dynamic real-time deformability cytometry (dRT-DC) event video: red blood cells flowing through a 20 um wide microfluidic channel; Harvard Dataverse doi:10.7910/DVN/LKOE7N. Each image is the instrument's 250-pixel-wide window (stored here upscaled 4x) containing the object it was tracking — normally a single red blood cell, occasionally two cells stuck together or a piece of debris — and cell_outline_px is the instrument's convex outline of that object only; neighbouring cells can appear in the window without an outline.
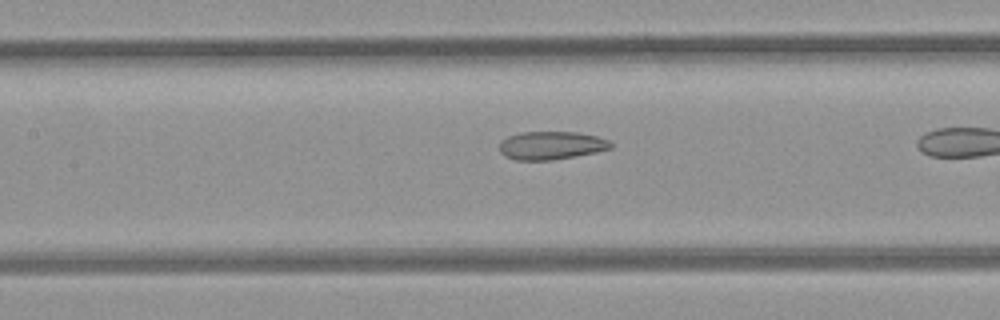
{"species": "common noctule bat (a hibernating species)", "species_latin": "Nyctalus noctula", "temperature_condition": "room temperature", "stored_images_in_passage": 25, "camera_frame_rate_fps": 3000, "um_per_image_px": 0.085, "animal": {"sex": "female", "body_mass_g": 21.9}, "frame": {"image": 1, "passage_image": 11, "time_ms": 3.333, "image_size_px": [1000, 320], "cell_outline_px": [[612, 148], [596, 152], [552, 160], [516, 160], [504, 156], [500, 152], [500, 140], [508, 136], [520, 132], [576, 132], [596, 136], [608, 140], [612, 144]], "centroid_in_image_um": [46.82, 12.36], "position_along_channel_um": 160.6, "area_um2": 18.26}}